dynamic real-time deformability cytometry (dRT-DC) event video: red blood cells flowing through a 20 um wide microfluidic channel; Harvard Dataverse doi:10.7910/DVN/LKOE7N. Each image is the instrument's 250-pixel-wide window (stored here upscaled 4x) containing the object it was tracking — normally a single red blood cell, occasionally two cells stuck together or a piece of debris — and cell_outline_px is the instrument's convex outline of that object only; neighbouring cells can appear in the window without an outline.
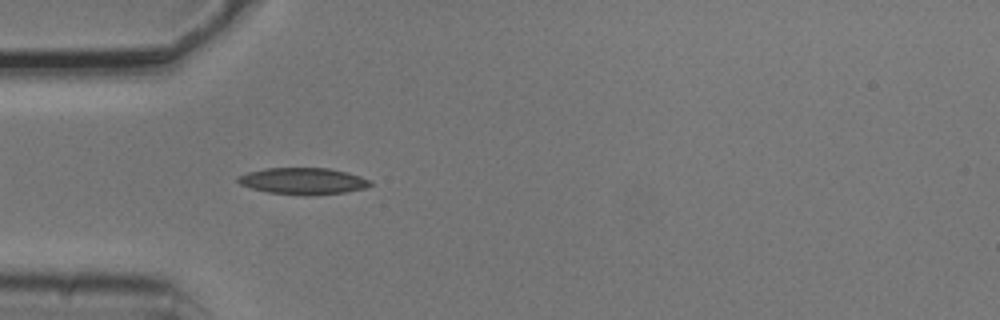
{"species": "common noctule bat (a hibernating species)", "species_latin": "Nyctalus noctula", "temperature_condition": "cold", "stored_images_in_passage": 1, "camera_frame_rate_fps": 3000, "um_per_image_px": 0.085, "animal": {"sex": "male", "body_mass_g": 20.5, "forearm_length_mm": 52.5}, "frame": {"image": 1, "passage_image": 1, "time_ms": 0.0, "image_size_px": [1000, 320], "cell_outline_px": [[372, 184], [364, 188], [344, 192], [268, 192], [252, 188], [240, 184], [236, 180], [236, 176], [248, 172], [264, 168], [328, 168], [348, 172], [360, 176], [368, 180]], "centroid_in_image_um": [25.7, 15.32], "position_along_channel_um": 59.3, "area_um2": 19.36}}